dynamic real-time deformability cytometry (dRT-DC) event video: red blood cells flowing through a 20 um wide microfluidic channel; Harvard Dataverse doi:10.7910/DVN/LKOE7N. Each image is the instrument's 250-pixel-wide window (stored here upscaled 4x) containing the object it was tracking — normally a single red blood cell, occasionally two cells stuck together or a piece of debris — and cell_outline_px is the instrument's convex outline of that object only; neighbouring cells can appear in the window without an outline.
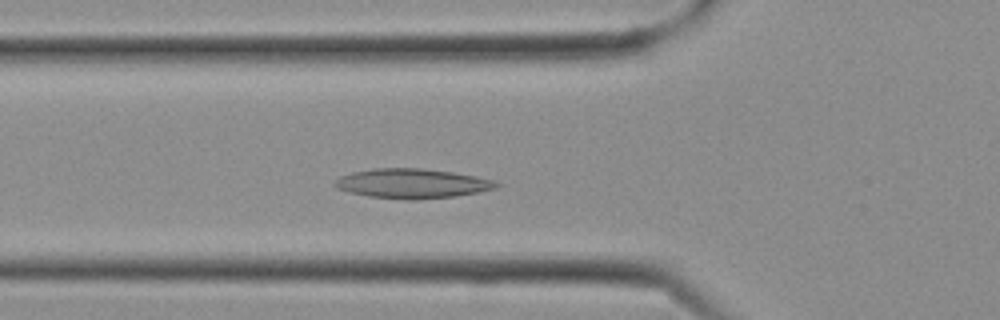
{"species": "Egyptian fruit bat (a non-hibernating species)", "species_latin": "Rousettus aegyptiacus", "temperature_condition": "cold", "stored_images_in_passage": 6, "camera_frame_rate_fps": 3000, "um_per_image_px": 0.085, "frame": {"image": 1, "passage_image": 4, "time_ms": 1.0, "image_size_px": [1000, 320], "cell_outline_px": [[500, 184], [496, 188], [480, 192], [456, 196], [368, 196], [336, 188], [332, 184], [340, 176], [352, 172], [372, 168], [420, 168], [452, 172], [476, 176], [492, 180]], "centroid_in_image_um": [35.03, 15.54], "position_along_channel_um": 90.8, "area_um2": 26.47}}
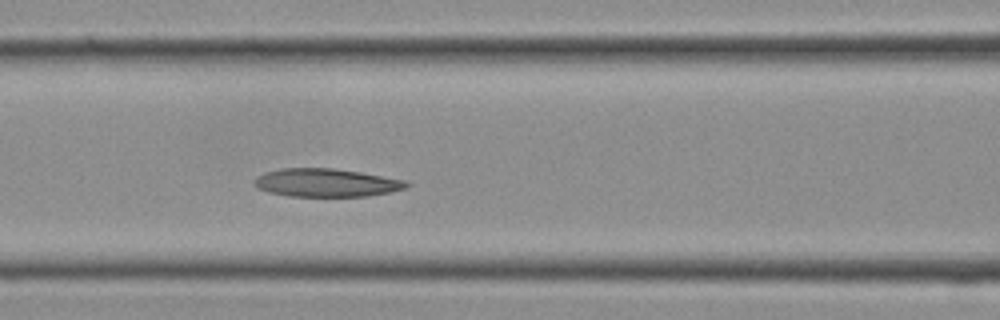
{"frame": {"image": 2, "passage_image": 6, "time_ms": 1.667, "image_size_px": [1000, 320], "cell_outline_px": [[412, 184], [408, 188], [392, 192], [368, 196], [288, 196], [268, 192], [256, 188], [252, 184], [256, 176], [264, 172], [280, 168], [336, 168], [408, 180]], "centroid_in_image_um": [27.75, 15.53], "position_along_channel_um": 138.8, "area_um2": 25.49}}